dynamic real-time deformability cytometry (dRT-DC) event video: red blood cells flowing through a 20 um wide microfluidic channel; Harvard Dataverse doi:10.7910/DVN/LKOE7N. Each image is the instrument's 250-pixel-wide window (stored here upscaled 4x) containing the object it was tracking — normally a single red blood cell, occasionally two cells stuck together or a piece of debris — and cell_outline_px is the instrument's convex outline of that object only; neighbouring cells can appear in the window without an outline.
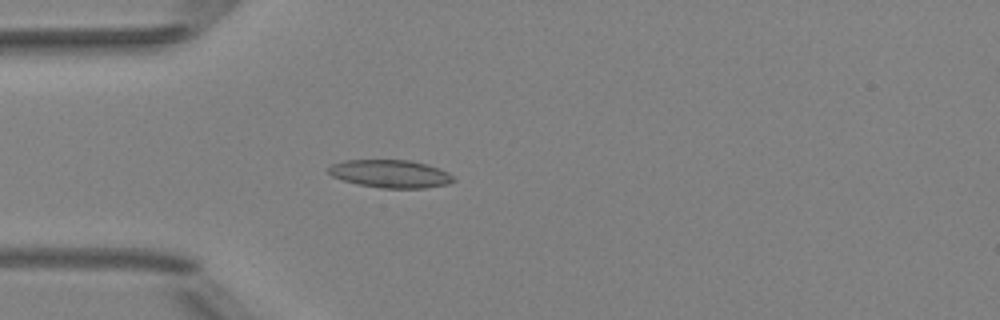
{"species": "Egyptian fruit bat (a non-hibernating species)", "species_latin": "Rousettus aegyptiacus", "temperature_condition": "room temperature", "stored_images_in_passage": 5, "camera_frame_rate_fps": 3000, "um_per_image_px": 0.085, "animal": {"sex": "female"}, "frame": {"image": 1, "passage_image": 5, "time_ms": 4.333, "image_size_px": [1000, 320], "cell_outline_px": [[456, 180], [448, 184], [424, 188], [380, 188], [360, 184], [344, 180], [332, 176], [328, 172], [328, 168], [332, 164], [344, 160], [408, 160], [428, 164], [440, 168], [448, 172]], "centroid_in_image_um": [33.21, 14.76], "position_along_channel_um": 51.8, "area_um2": 20.29}}